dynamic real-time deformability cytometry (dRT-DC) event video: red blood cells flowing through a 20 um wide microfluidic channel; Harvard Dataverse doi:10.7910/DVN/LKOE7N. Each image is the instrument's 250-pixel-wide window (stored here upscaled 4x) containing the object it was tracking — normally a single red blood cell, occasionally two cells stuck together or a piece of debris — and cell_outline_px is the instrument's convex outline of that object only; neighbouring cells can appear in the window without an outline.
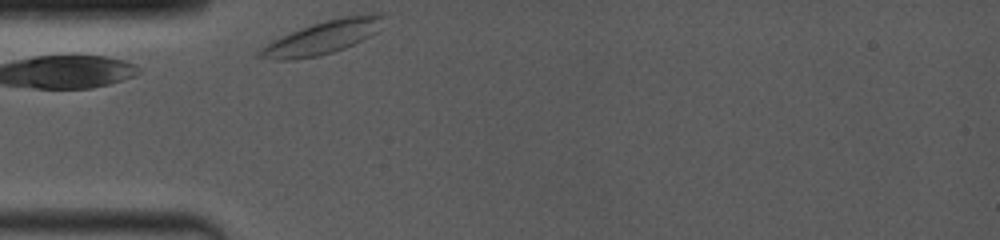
{"species": "common noctule bat (a hibernating species)", "species_latin": "Nyctalus noctula", "temperature_condition": "room temperature", "stored_images_in_passage": 37, "camera_frame_rate_fps": 4000, "um_per_image_px": 0.085, "animal": {"sex": "female", "body_mass_g": 19.0, "forearm_length_mm": 53.3}, "frame": {"image": 1, "passage_image": 1, "time_ms": 0.0, "image_size_px": [1000, 240], "cell_outline_px": [[384, 16], [376, 32], [344, 48], [320, 56], [292, 60], [272, 60], [256, 56], [256, 52], [260, 48], [272, 40], [312, 24], [344, 16], [376, 12]], "centroid_in_image_um": [27.35, 3.2], "position_along_channel_um": 57.7, "area_um2": 23.58}}
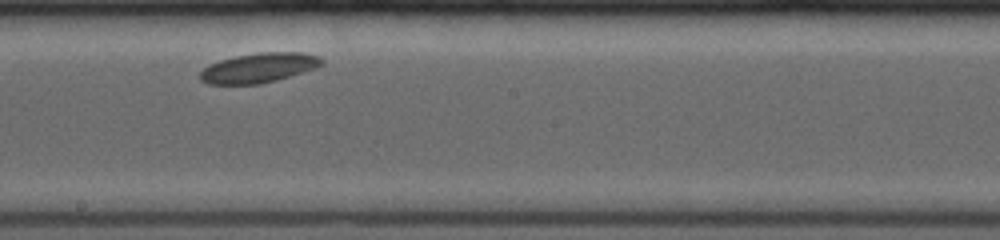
{"frame": {"image": 2, "passage_image": 20, "time_ms": 4.75, "image_size_px": [1000, 240], "cell_outline_px": [[324, 64], [276, 80], [260, 84], [208, 84], [200, 80], [200, 72], [204, 68], [220, 60], [236, 56], [260, 52], [300, 52], [316, 56], [324, 60]], "centroid_in_image_um": [21.96, 5.76], "position_along_channel_um": 226.2, "area_um2": 20.63}}
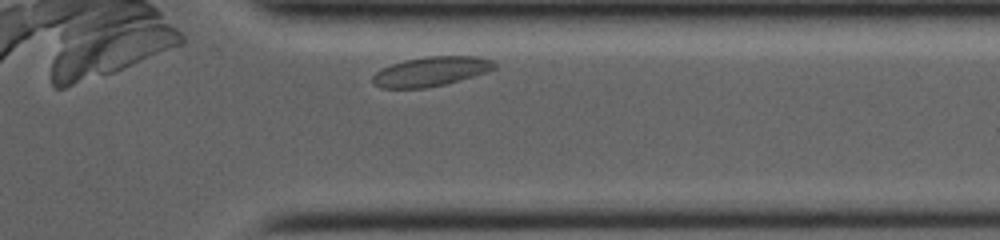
{"frame": {"image": 3, "passage_image": 34, "time_ms": 8.75, "image_size_px": [1000, 240], "cell_outline_px": [[496, 68], [488, 72], [460, 80], [444, 84], [424, 88], [380, 88], [372, 80], [372, 76], [376, 72], [392, 64], [404, 60], [428, 56], [476, 56], [492, 60], [496, 64]], "centroid_in_image_um": [36.66, 6.07], "position_along_channel_um": 374.7, "area_um2": 20.81}, "authors_computed_cell_mechanics": {"area_um2": 20.8658, "velocity_mm_per_s": 3.6537, "shape_relaxation_time_tau1_ms": 1.8945, "shape_relaxation_time_tau2_ms": null, "deformation_change_tau1": 0.0399, "deformation_change_tau2": null}}